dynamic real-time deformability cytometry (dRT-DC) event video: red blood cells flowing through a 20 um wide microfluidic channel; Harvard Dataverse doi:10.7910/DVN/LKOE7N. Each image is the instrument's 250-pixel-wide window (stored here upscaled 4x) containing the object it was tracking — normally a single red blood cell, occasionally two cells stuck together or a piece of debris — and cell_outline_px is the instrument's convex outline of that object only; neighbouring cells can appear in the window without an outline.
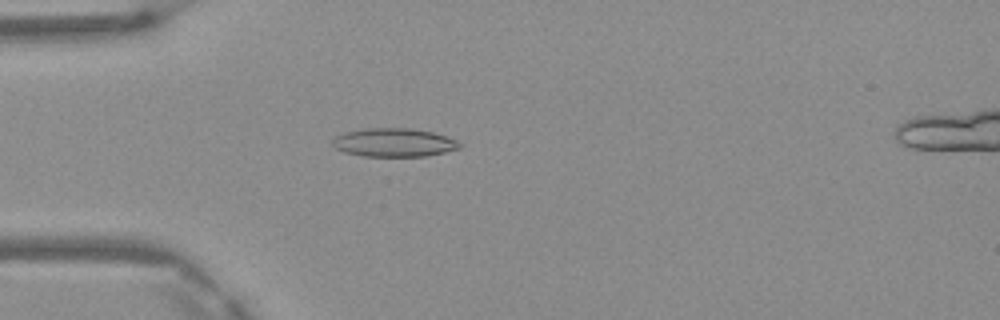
{"species": "Egyptian fruit bat (a non-hibernating species)", "species_latin": "Rousettus aegyptiacus", "temperature_condition": "warm", "stored_images_in_passage": 4, "camera_frame_rate_fps": 3000, "um_per_image_px": 0.085, "frame": {"image": 1, "passage_image": 4, "time_ms": 1.0, "image_size_px": [1000, 320], "cell_outline_px": [[464, 144], [460, 148], [444, 152], [424, 156], [364, 156], [344, 152], [336, 148], [332, 144], [332, 140], [336, 136], [348, 132], [364, 128], [412, 128], [432, 132], [456, 140]], "centroid_in_image_um": [33.5, 12.11], "position_along_channel_um": 51.5, "area_um2": 20.98}}